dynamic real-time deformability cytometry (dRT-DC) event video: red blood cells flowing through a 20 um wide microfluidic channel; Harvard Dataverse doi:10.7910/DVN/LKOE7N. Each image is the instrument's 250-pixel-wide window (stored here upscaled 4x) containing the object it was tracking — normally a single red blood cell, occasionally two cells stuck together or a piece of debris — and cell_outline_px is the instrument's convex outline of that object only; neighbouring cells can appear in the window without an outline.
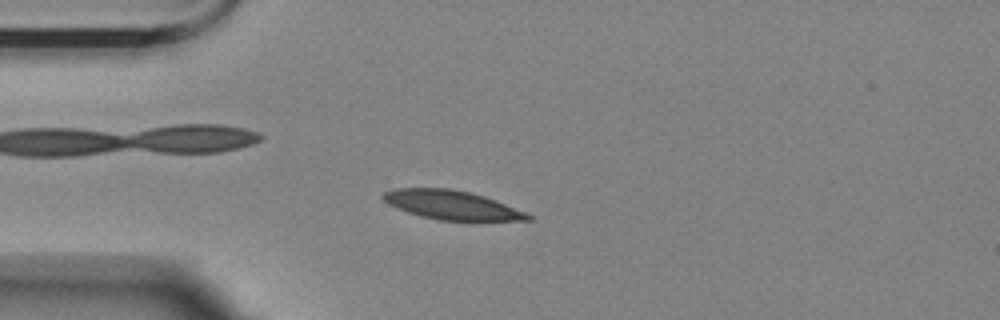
{"species": "Egyptian fruit bat (a non-hibernating species)", "species_latin": "Rousettus aegyptiacus", "temperature_condition": "room temperature", "stored_images_in_passage": 57, "camera_frame_rate_fps": 3000, "um_per_image_px": 0.085, "animal": {"sex": "female"}, "frame": {"image": 1, "passage_image": 14, "time_ms": 4.333, "image_size_px": [1000, 320], "cell_outline_px": [[536, 216], [532, 220], [472, 224], [440, 220], [420, 216], [396, 208], [388, 204], [380, 196], [384, 192], [396, 188], [448, 188], [468, 192], [484, 196], [528, 212]], "centroid_in_image_um": [38.55, 17.5], "position_along_channel_um": 46.5, "area_um2": 25.78}}
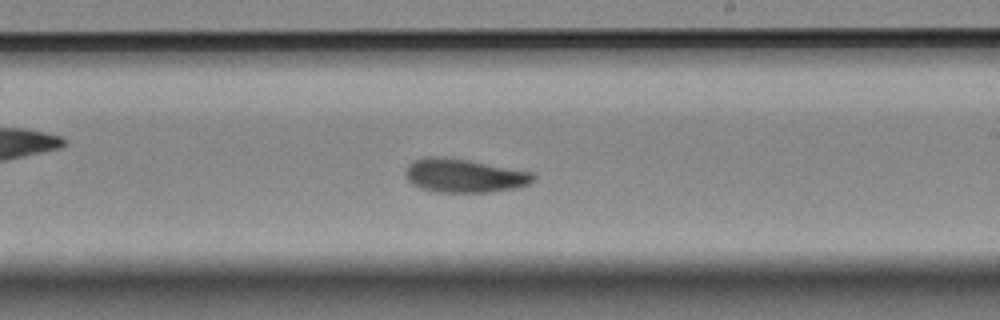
{"frame": {"image": 2, "passage_image": 33, "time_ms": 10.667, "image_size_px": [1000, 320], "cell_outline_px": [[536, 180], [520, 188], [488, 192], [432, 192], [420, 188], [412, 184], [404, 176], [404, 168], [412, 160], [428, 156], [444, 156], [468, 160], [532, 172], [536, 176]], "centroid_in_image_um": [39.42, 14.93], "position_along_channel_um": 249.6, "area_um2": 25.55}}
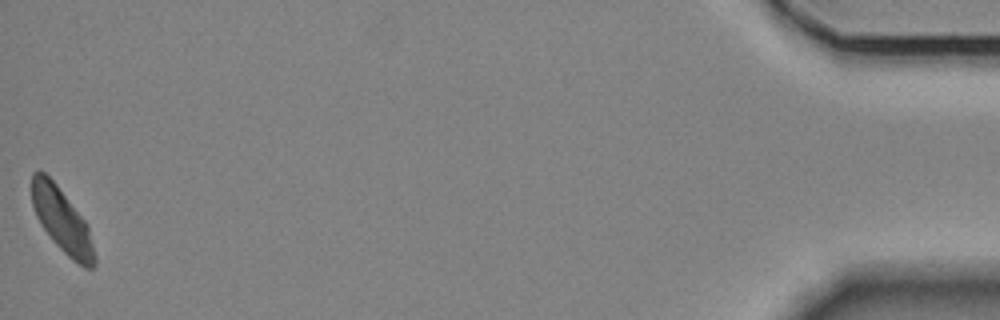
{"frame": {"image": 3, "passage_image": 57, "time_ms": 18.667, "image_size_px": [1000, 320], "cell_outline_px": [[96, 264], [92, 268], [84, 268], [72, 260], [52, 240], [40, 224], [36, 216], [32, 204], [32, 172], [44, 172], [56, 184], [88, 224], [96, 256]], "centroid_in_image_um": [5.29, 18.78], "position_along_channel_um": 429.9, "area_um2": 23.35}, "authors_computed_cell_mechanics": {"area_um2": 24.4494, "velocity_mm_per_s": 3.4274, "shape_relaxation_time_tau1_ms": 2.8897, "shape_relaxation_time_tau2_ms": 5.8104, "deformation_change_tau1": 0.1029, "deformation_change_tau2": 0.1017}}